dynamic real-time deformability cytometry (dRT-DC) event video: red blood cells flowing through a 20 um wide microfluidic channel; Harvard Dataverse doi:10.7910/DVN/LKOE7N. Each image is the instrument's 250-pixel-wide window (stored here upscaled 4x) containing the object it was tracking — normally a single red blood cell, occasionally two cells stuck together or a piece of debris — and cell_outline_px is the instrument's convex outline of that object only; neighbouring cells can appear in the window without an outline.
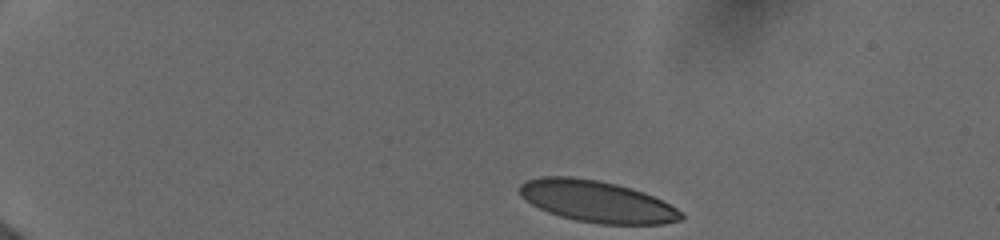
{"species": "human", "species_latin": "Homo sapiens", "temperature_condition": "cold", "stored_images_in_passage": 5, "camera_frame_rate_fps": 3000, "um_per_image_px": 0.085, "donor": {"sex": "female"}, "frame": {"image": 1, "passage_image": 1, "time_ms": 0.0, "image_size_px": [1000, 240], "cell_outline_px": [[684, 216], [680, 220], [664, 224], [600, 224], [576, 220], [560, 216], [548, 212], [524, 200], [520, 196], [520, 184], [528, 180], [540, 176], [572, 176], [600, 180], [616, 184], [644, 192], [676, 208]], "centroid_in_image_um": [50.7, 17.12], "position_along_channel_um": 34.3, "area_um2": 39.02}}
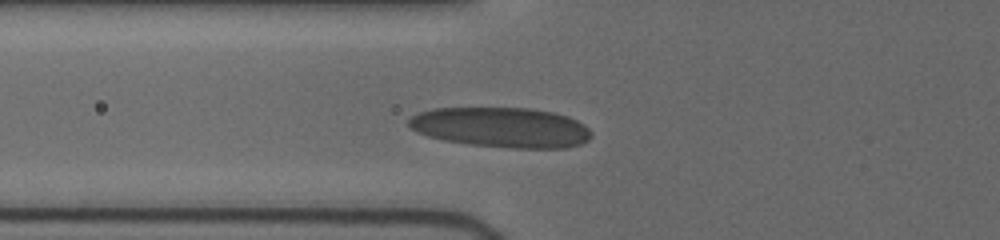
{"frame": {"image": 2, "passage_image": 5, "time_ms": 3.667, "image_size_px": [1000, 240], "cell_outline_px": [[592, 136], [588, 140], [580, 144], [564, 148], [512, 148], [468, 144], [444, 140], [428, 136], [416, 132], [408, 124], [408, 120], [412, 116], [420, 112], [432, 108], [532, 108], [552, 112], [568, 116], [584, 124], [592, 132]], "centroid_in_image_um": [42.62, 10.83], "position_along_channel_um": 83.2, "area_um2": 42.77}}